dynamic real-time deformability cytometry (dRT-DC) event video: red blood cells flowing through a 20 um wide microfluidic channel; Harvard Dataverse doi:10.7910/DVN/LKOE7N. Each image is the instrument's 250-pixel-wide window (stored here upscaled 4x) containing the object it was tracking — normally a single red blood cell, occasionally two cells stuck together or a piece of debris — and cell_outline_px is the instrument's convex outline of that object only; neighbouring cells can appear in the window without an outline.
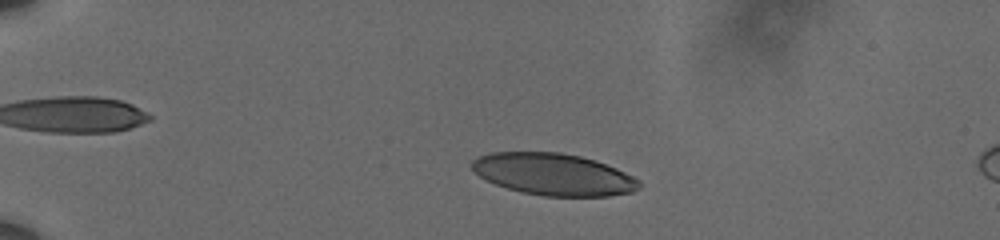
{"species": "human", "species_latin": "Homo sapiens", "temperature_condition": "cold", "stored_images_in_passage": 6, "camera_frame_rate_fps": 3000, "um_per_image_px": 0.085, "donor": {"sex": "male"}, "frame": {"image": 1, "passage_image": 3, "time_ms": 0.667, "image_size_px": [1000, 240], "cell_outline_px": [[640, 188], [632, 192], [608, 196], [544, 196], [520, 192], [496, 184], [480, 176], [472, 168], [472, 160], [480, 156], [492, 152], [560, 152], [580, 156], [596, 160], [616, 168], [640, 180]], "centroid_in_image_um": [47.07, 14.82], "position_along_channel_um": 37.9, "area_um2": 40.69}}